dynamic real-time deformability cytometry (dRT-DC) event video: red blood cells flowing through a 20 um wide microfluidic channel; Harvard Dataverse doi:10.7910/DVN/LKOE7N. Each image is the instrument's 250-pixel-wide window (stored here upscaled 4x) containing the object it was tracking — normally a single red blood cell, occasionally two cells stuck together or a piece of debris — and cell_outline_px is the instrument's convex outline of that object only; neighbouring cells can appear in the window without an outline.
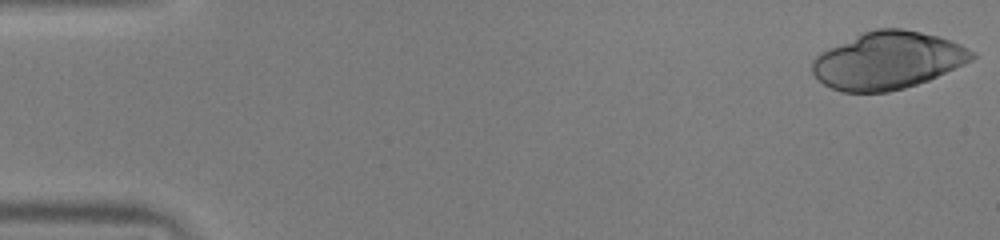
{"species": "human", "species_latin": "Homo sapiens", "temperature_condition": "warm", "stored_images_in_passage": 50, "camera_frame_rate_fps": 3000, "um_per_image_px": 0.085, "donor": {"sex": "male"}, "frame": {"image": 1, "passage_image": 1, "time_ms": 0.0, "image_size_px": [1000, 240], "cell_outline_px": [[976, 56], [972, 60], [964, 64], [928, 80], [904, 88], [888, 92], [840, 92], [824, 84], [812, 72], [812, 60], [820, 52], [828, 48], [864, 32], [876, 28], [900, 28], [940, 36], [960, 44], [976, 52]], "centroid_in_image_um": [75.47, 5.14], "position_along_channel_um": 9.5, "area_um2": 53.23}}
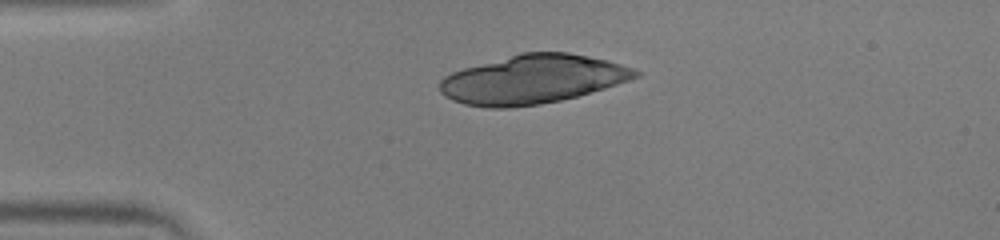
{"frame": {"image": 2, "passage_image": 12, "time_ms": 3.667, "image_size_px": [1000, 240], "cell_outline_px": [[640, 76], [604, 88], [576, 96], [560, 100], [540, 104], [512, 108], [488, 108], [464, 104], [452, 100], [444, 96], [440, 92], [440, 80], [444, 76], [452, 72], [464, 68], [520, 52], [568, 52], [608, 60], [632, 68], [640, 72]], "centroid_in_image_um": [45.23, 6.74], "position_along_channel_um": 39.8, "area_um2": 55.55}}